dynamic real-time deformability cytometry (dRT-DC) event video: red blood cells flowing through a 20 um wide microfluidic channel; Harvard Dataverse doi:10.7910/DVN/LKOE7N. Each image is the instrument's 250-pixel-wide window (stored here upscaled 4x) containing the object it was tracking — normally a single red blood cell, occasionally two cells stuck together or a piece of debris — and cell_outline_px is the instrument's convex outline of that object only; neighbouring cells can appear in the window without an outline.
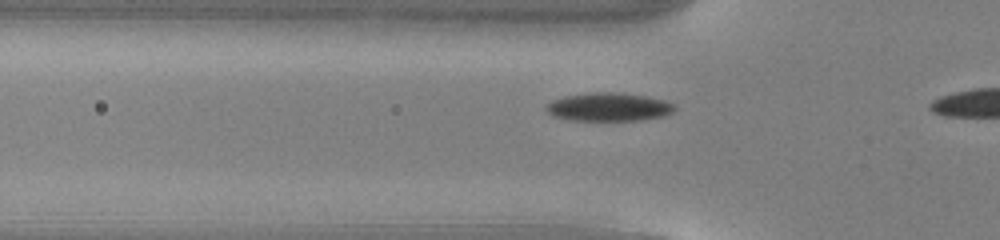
{"species": "common noctule bat (a hibernating species)", "species_latin": "Nyctalus noctula", "temperature_condition": "warm", "stored_images_in_passage": 13, "camera_frame_rate_fps": 3000, "um_per_image_px": 0.085, "animal": {"sex": "male", "body_mass_g": 13.0, "forearm_length_mm": 53.1}, "frame": {"image": 1, "passage_image": 11, "time_ms": 3.333, "image_size_px": [1000, 240], "cell_outline_px": [[676, 108], [672, 112], [664, 116], [640, 120], [572, 120], [552, 116], [544, 108], [552, 100], [564, 96], [592, 92], [616, 92], [644, 96], [664, 100], [676, 104]], "centroid_in_image_um": [51.74, 9.09], "position_along_channel_um": 74.1, "area_um2": 21.21}}